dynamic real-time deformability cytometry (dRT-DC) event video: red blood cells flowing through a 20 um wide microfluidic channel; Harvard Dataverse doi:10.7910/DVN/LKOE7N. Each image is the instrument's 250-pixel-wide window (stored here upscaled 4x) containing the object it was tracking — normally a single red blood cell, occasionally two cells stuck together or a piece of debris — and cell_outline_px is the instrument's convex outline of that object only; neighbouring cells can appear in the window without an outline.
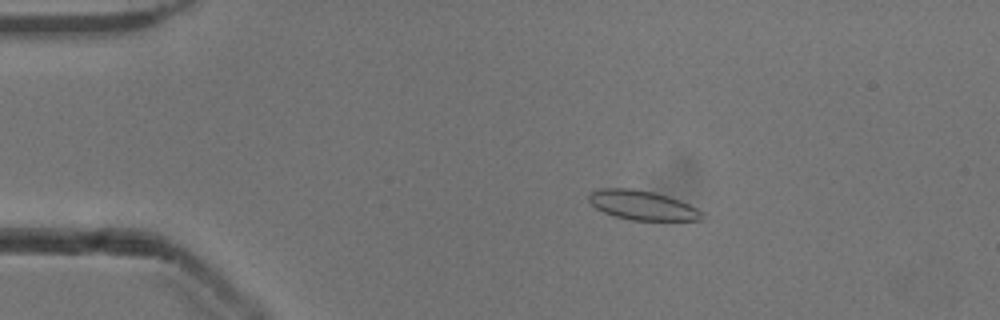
{"species": "common noctule bat (a hibernating species)", "species_latin": "Nyctalus noctula", "temperature_condition": "cold", "stored_images_in_passage": 53, "camera_frame_rate_fps": 3000, "um_per_image_px": 0.085, "animal": {"sex": "male", "body_mass_g": 13.3}, "frame": {"image": 1, "passage_image": 10, "time_ms": 3.0, "image_size_px": [1000, 320], "cell_outline_px": [[708, 220], [632, 220], [616, 216], [604, 212], [596, 208], [588, 200], [588, 192], [600, 188], [632, 188], [652, 192], [668, 196], [680, 200], [704, 212], [708, 216]], "centroid_in_image_um": [54.65, 17.45], "position_along_channel_um": 30.4, "area_um2": 19.59}}
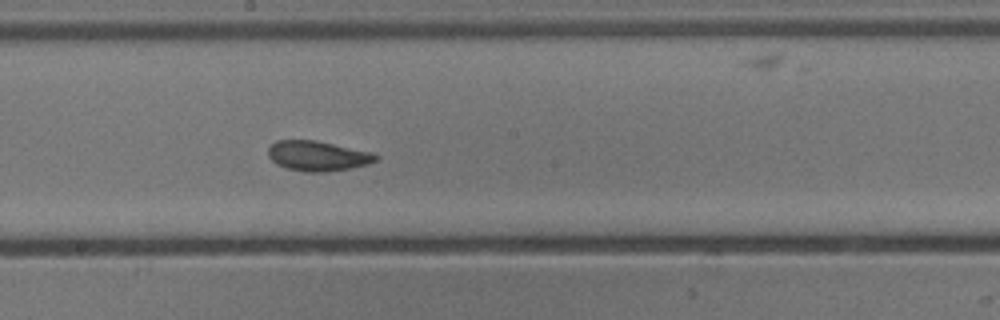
{"frame": {"image": 2, "passage_image": 29, "time_ms": 9.333, "image_size_px": [1000, 320], "cell_outline_px": [[380, 156], [376, 160], [368, 164], [352, 168], [328, 172], [308, 172], [284, 168], [276, 164], [268, 156], [268, 148], [276, 140], [316, 140], [372, 152]], "centroid_in_image_um": [27.0, 13.26], "position_along_channel_um": 221.2, "area_um2": 19.02}}
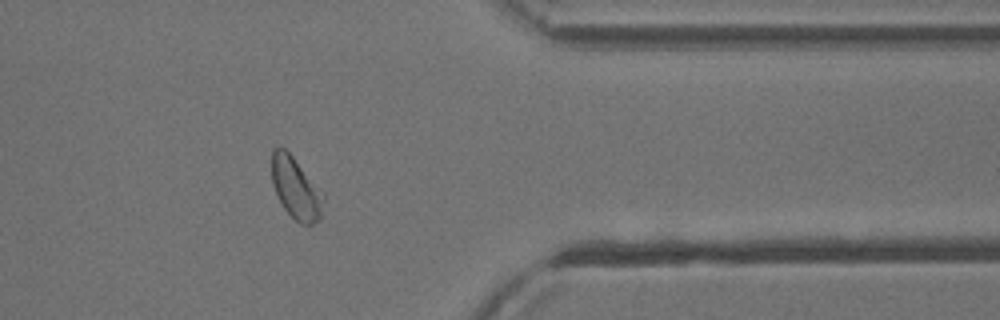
{"frame": {"image": 3, "passage_image": 43, "time_ms": 14.0, "image_size_px": [1000, 320], "cell_outline_px": [[324, 200], [320, 220], [312, 224], [300, 224], [284, 208], [272, 184], [272, 152], [280, 144], [292, 156], [324, 192]], "centroid_in_image_um": [25.17, 16.0], "position_along_channel_um": 386.2, "area_um2": 18.5}, "authors_computed_cell_mechanics": {"area_um2": 19.074, "velocity_mm_per_s": 3.88, "shape_relaxation_time_tau1_ms": 5.0351, "shape_relaxation_time_tau2_ms": 1.8588, "deformation_change_tau1": 0.1399, "deformation_change_tau2": 0.069}}